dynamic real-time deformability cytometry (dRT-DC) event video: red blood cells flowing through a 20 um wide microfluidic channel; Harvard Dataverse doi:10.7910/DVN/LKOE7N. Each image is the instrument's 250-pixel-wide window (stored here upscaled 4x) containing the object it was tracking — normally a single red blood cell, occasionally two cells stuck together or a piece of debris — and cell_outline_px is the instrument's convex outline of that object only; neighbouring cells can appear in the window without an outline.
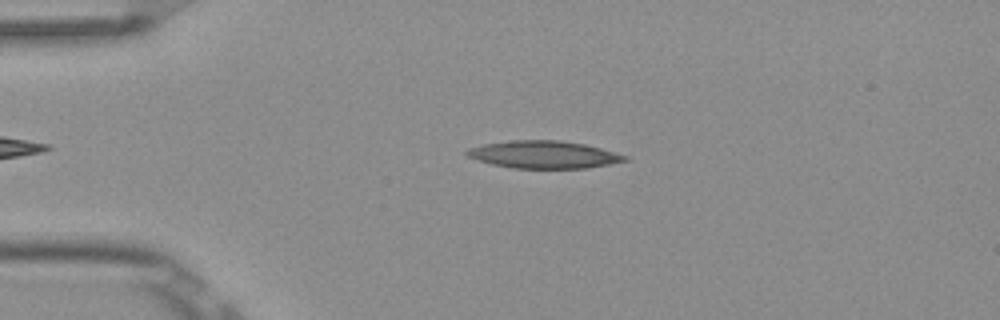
{"species": "Egyptian fruit bat (a non-hibernating species)", "species_latin": "Rousettus aegyptiacus", "temperature_condition": "room temperature", "stored_images_in_passage": 5, "camera_frame_rate_fps": 3000, "um_per_image_px": 0.085, "frame": {"image": 1, "passage_image": 4, "time_ms": 1.0, "image_size_px": [1000, 320], "cell_outline_px": [[628, 160], [588, 168], [512, 168], [492, 164], [468, 156], [464, 152], [468, 148], [484, 144], [512, 140], [560, 140], [584, 144], [600, 148], [628, 156]], "centroid_in_image_um": [46.22, 13.13], "position_along_channel_um": 38.8, "area_um2": 25.09}}